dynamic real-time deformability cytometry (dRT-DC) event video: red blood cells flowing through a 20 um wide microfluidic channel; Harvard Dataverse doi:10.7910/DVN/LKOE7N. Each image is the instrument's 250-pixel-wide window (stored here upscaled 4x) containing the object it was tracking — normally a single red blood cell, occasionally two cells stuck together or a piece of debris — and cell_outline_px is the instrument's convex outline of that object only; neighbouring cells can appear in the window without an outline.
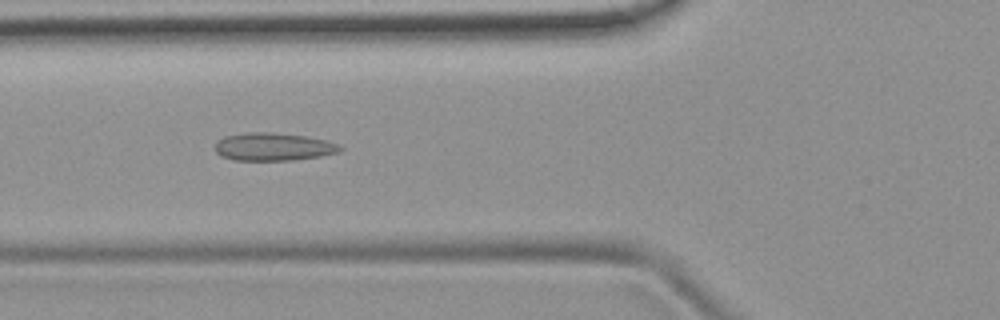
{"species": "common noctule bat (a hibernating species)", "species_latin": "Nyctalus noctula", "temperature_condition": "room temperature", "stored_images_in_passage": 51, "camera_frame_rate_fps": 3000, "um_per_image_px": 0.085, "animal": {"sex": "female", "body_mass_g": 19.9}, "frame": {"image": 1, "passage_image": 19, "time_ms": 6.0, "image_size_px": [1000, 320], "cell_outline_px": [[344, 148], [340, 152], [320, 156], [292, 160], [232, 160], [220, 156], [216, 152], [216, 140], [224, 136], [248, 132], [272, 132], [304, 136], [328, 140], [340, 144]], "centroid_in_image_um": [23.25, 12.47], "position_along_channel_um": 102.6, "area_um2": 20.52}}
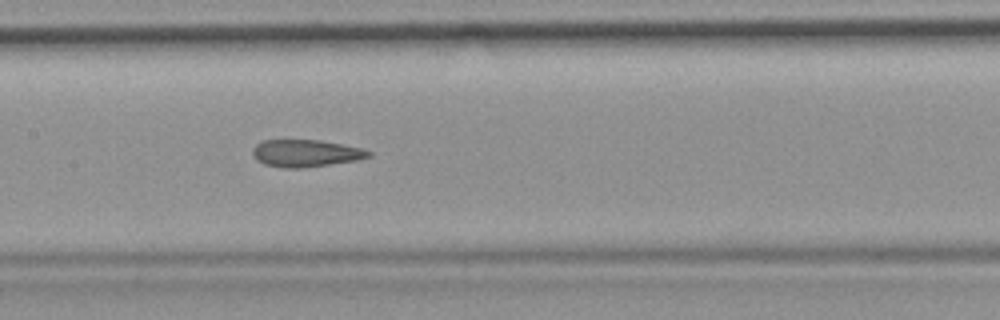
{"frame": {"image": 2, "passage_image": 25, "time_ms": 8.0, "image_size_px": [1000, 320], "cell_outline_px": [[372, 156], [360, 160], [300, 168], [284, 168], [264, 164], [256, 160], [252, 152], [252, 148], [256, 144], [264, 140], [320, 140], [364, 148], [372, 152]], "centroid_in_image_um": [26.02, 13.02], "position_along_channel_um": 181.4, "area_um2": 18.55}}
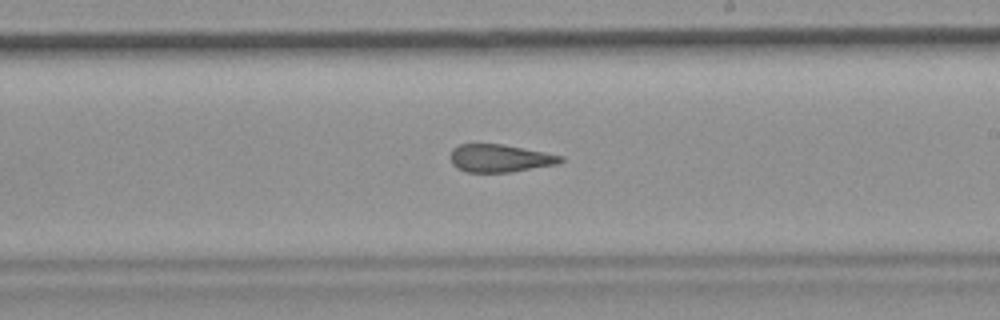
{"frame": {"image": 3, "passage_image": 30, "time_ms": 9.667, "image_size_px": [1000, 320], "cell_outline_px": [[564, 160], [556, 164], [508, 172], [468, 172], [456, 168], [452, 164], [448, 156], [452, 148], [460, 144], [504, 144], [564, 156]], "centroid_in_image_um": [42.43, 13.44], "position_along_channel_um": 246.6, "area_um2": 17.86}, "authors_computed_cell_mechanics": {"area_um2": 19.7098, "velocity_mm_per_s": 3.9258, "shape_relaxation_time_tau1_ms": null, "shape_relaxation_time_tau2_ms": 2.4892, "deformation_change_tau1": null, "deformation_change_tau2": 0.1189}}